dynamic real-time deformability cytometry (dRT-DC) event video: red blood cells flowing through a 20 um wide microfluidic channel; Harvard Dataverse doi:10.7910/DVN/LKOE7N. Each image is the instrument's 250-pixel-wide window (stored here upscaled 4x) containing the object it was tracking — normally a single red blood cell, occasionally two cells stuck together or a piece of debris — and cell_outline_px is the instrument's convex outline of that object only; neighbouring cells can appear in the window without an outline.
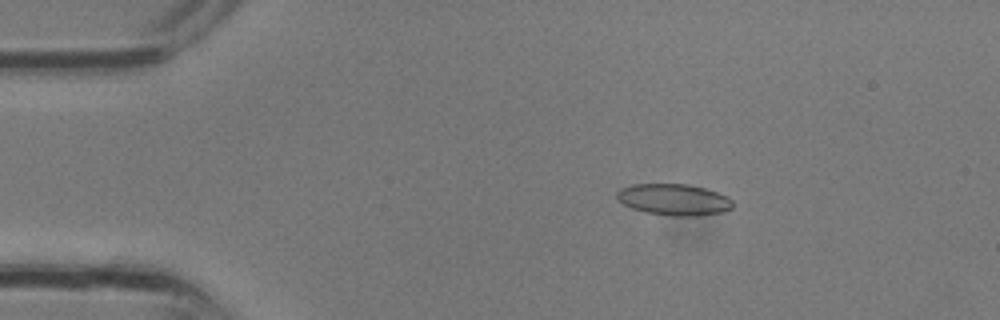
{"species": "common noctule bat (a hibernating species)", "species_latin": "Nyctalus noctula", "temperature_condition": "room temperature", "stored_images_in_passage": 3, "camera_frame_rate_fps": 3000, "um_per_image_px": 0.085, "animal": {"sex": "male", "body_mass_g": 13.3}, "frame": {"image": 1, "passage_image": 3, "time_ms": 0.667, "image_size_px": [1000, 320], "cell_outline_px": [[732, 208], [720, 212], [696, 216], [672, 216], [648, 212], [632, 208], [616, 200], [616, 192], [620, 188], [632, 184], [688, 184], [704, 188], [728, 196], [732, 200]], "centroid_in_image_um": [57.25, 16.95], "position_along_channel_um": 27.8, "area_um2": 21.15}}